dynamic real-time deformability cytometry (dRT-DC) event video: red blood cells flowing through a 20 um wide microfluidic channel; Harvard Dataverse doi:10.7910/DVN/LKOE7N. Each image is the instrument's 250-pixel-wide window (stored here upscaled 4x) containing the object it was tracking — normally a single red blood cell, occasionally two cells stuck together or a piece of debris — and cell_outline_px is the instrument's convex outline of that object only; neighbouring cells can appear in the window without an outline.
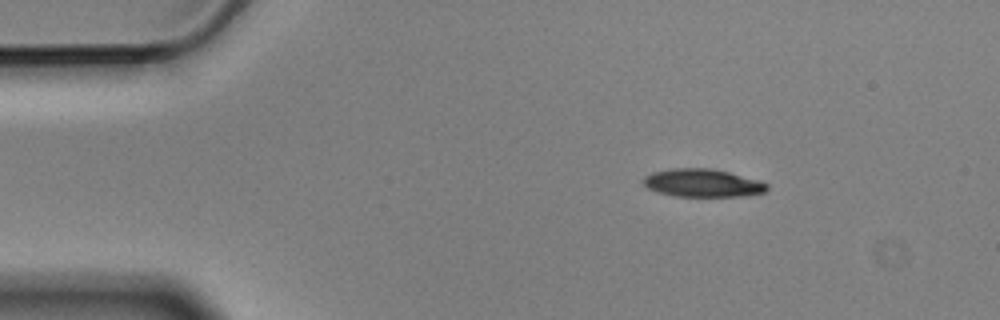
{"species": "Egyptian fruit bat (a non-hibernating species)", "species_latin": "Rousettus aegyptiacus", "temperature_condition": "cold", "stored_images_in_passage": 4, "camera_frame_rate_fps": 3000, "um_per_image_px": 0.085, "animal": {"sex": "male"}, "frame": {"image": 1, "passage_image": 2, "time_ms": 0.333, "image_size_px": [1000, 320], "cell_outline_px": [[768, 188], [764, 192], [744, 196], [676, 196], [660, 192], [648, 188], [640, 180], [644, 176], [652, 172], [672, 168], [712, 168], [760, 180], [768, 184]], "centroid_in_image_um": [59.71, 15.54], "position_along_channel_um": 25.3, "area_um2": 20.17}}